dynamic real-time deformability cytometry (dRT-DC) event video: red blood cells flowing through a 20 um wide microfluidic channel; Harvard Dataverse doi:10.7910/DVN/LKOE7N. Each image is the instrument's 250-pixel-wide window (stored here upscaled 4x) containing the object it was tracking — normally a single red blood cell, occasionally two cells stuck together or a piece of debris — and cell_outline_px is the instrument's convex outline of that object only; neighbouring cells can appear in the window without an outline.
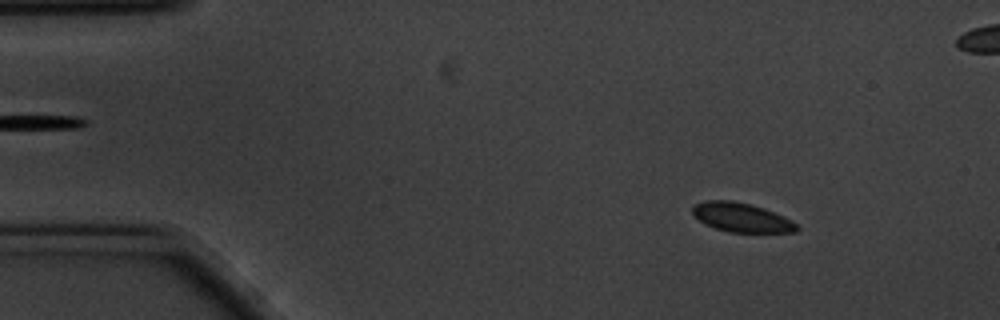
{"species": "common noctule bat (a hibernating species)", "species_latin": "Nyctalus noctula", "temperature_condition": "cold", "stored_images_in_passage": 58, "camera_frame_rate_fps": 3000, "um_per_image_px": 0.085, "animal": {"sex": "male", "body_mass_g": 20.1, "forearm_length_mm": 53.5}, "frame": {"image": 1, "passage_image": 7, "time_ms": 2.0, "image_size_px": [1000, 320], "cell_outline_px": [[800, 228], [796, 232], [728, 232], [704, 224], [692, 212], [692, 208], [696, 204], [704, 200], [732, 200], [752, 204], [764, 208], [796, 224]], "centroid_in_image_um": [62.99, 18.48], "position_along_channel_um": 22.0, "area_um2": 17.46}}
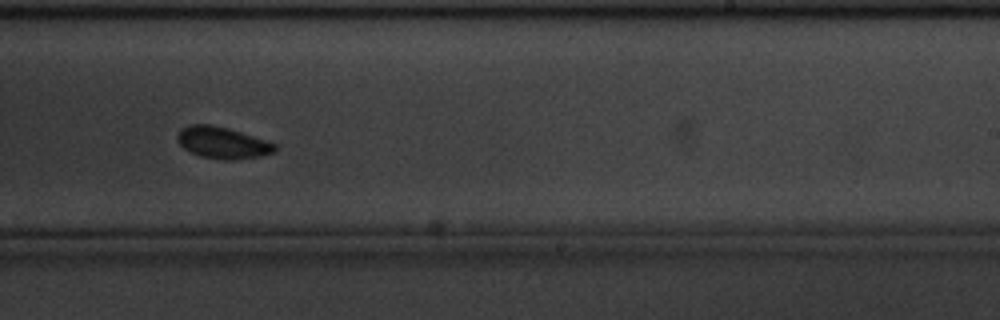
{"frame": {"image": 2, "passage_image": 35, "time_ms": 11.333, "image_size_px": [1000, 320], "cell_outline_px": [[276, 152], [260, 156], [232, 160], [224, 160], [200, 156], [184, 148], [180, 144], [176, 136], [180, 128], [188, 124], [212, 124], [228, 128], [276, 144]], "centroid_in_image_um": [18.88, 12.12], "position_along_channel_um": 270.1, "area_um2": 17.92}}
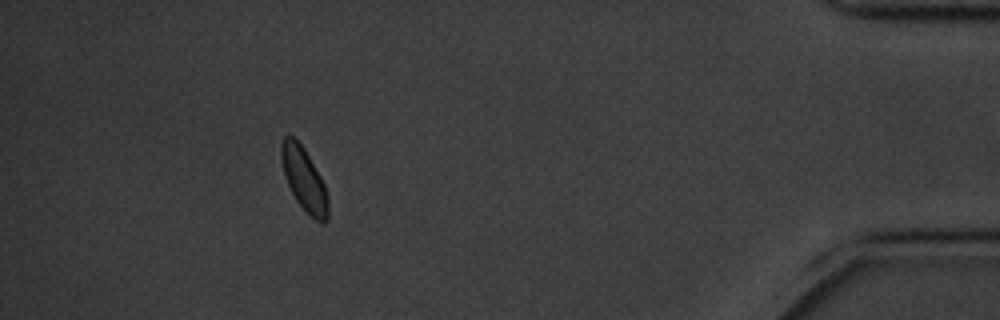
{"frame": {"image": 3, "passage_image": 52, "time_ms": 17.0, "image_size_px": [1000, 320], "cell_outline_px": [[328, 220], [324, 224], [320, 224], [296, 200], [288, 184], [284, 172], [280, 156], [280, 144], [284, 136], [288, 132], [304, 148], [320, 176], [324, 184], [328, 196]], "centroid_in_image_um": [25.84, 15.22], "position_along_channel_um": 409.4, "area_um2": 17.11}}